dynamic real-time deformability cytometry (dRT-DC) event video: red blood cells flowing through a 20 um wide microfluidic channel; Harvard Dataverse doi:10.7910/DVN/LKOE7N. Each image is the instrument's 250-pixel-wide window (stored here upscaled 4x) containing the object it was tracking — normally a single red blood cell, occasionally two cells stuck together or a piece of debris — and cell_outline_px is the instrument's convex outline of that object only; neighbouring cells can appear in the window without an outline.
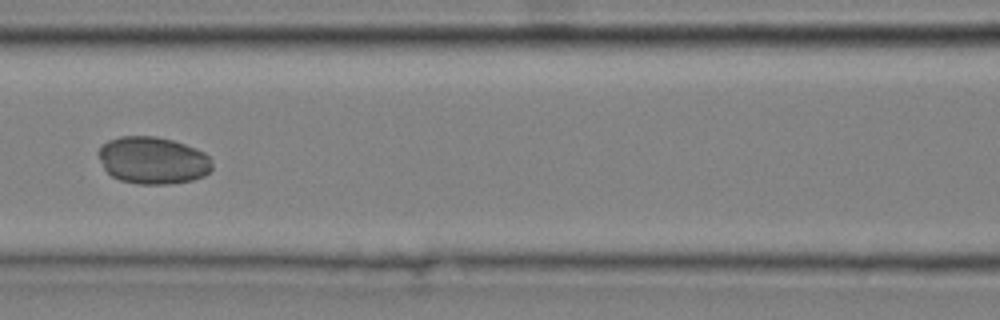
{"species": "common noctule bat (a hibernating species)", "species_latin": "Nyctalus noctula", "temperature_condition": "cold", "stored_images_in_passage": 9, "camera_frame_rate_fps": 3000, "um_per_image_px": 0.085, "animal": {"sex": "male", "body_mass_g": 20.4}, "frame": {"image": 1, "passage_image": 6, "time_ms": 1.667, "image_size_px": [1000, 320], "cell_outline_px": [[212, 168], [204, 176], [192, 180], [168, 184], [140, 184], [120, 180], [112, 176], [104, 168], [96, 152], [108, 140], [120, 136], [156, 136], [172, 140], [196, 148], [204, 152], [212, 160]], "centroid_in_image_um": [12.99, 13.62], "position_along_channel_um": 153.6, "area_um2": 31.33}}
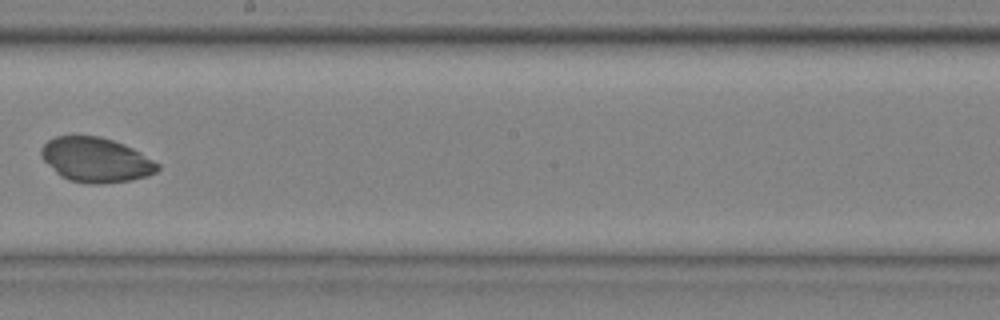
{"frame": {"image": 2, "passage_image": 8, "time_ms": 2.333, "image_size_px": [1000, 320], "cell_outline_px": [[160, 168], [156, 172], [148, 176], [132, 180], [100, 184], [92, 184], [68, 180], [60, 176], [40, 156], [40, 148], [48, 140], [56, 136], [100, 136], [124, 144], [140, 152], [160, 164]], "centroid_in_image_um": [8.16, 13.59], "position_along_channel_um": 240.0, "area_um2": 30.35}}
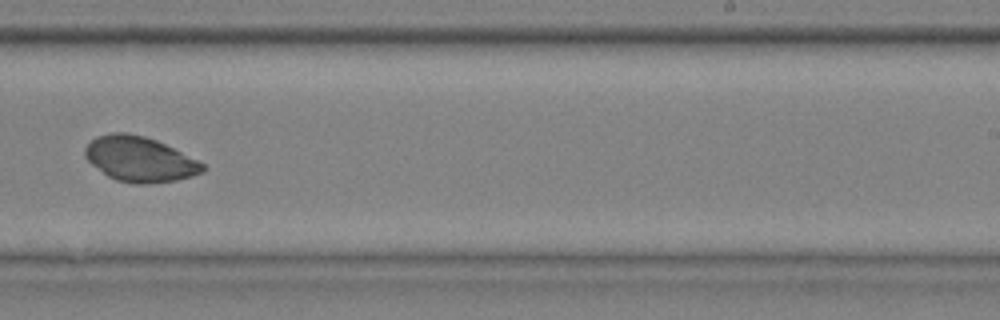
{"frame": {"image": 3, "passage_image": 9, "time_ms": 2.667, "image_size_px": [1000, 320], "cell_outline_px": [[204, 172], [192, 176], [176, 180], [148, 184], [132, 184], [116, 180], [108, 176], [92, 164], [84, 156], [84, 148], [96, 136], [112, 132], [128, 132], [144, 136], [156, 140], [204, 164]], "centroid_in_image_um": [11.84, 13.53], "position_along_channel_um": 277.2, "area_um2": 30.75}}